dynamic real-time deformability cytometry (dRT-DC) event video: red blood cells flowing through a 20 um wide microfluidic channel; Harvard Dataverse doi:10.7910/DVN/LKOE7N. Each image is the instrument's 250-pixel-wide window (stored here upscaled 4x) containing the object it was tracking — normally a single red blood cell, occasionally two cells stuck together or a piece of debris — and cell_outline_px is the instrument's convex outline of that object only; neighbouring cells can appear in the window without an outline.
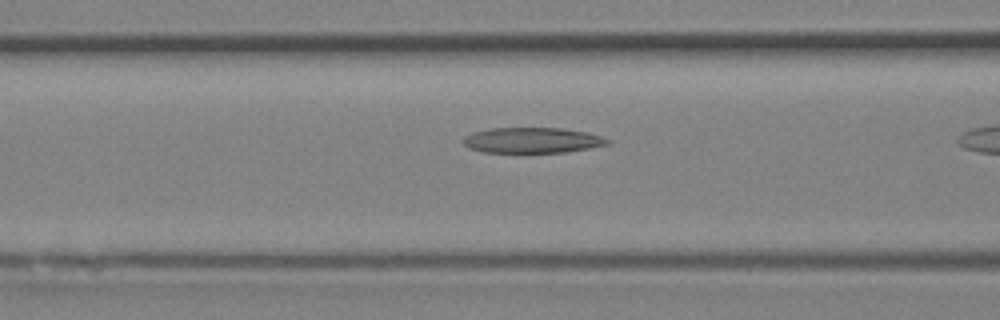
{"species": "Egyptian fruit bat (a non-hibernating species)", "species_latin": "Rousettus aegyptiacus", "temperature_condition": "room temperature", "stored_images_in_passage": 14, "camera_frame_rate_fps": 3000, "um_per_image_px": 0.085, "animal": {"sex": "female"}, "frame": {"image": 1, "passage_image": 7, "time_ms": 2.0, "image_size_px": [1000, 320], "cell_outline_px": [[612, 144], [564, 152], [484, 152], [468, 148], [460, 140], [464, 136], [472, 132], [492, 128], [560, 128], [588, 132], [600, 136], [608, 140]], "centroid_in_image_um": [45.2, 11.92], "position_along_channel_um": 121.4, "area_um2": 21.44}}